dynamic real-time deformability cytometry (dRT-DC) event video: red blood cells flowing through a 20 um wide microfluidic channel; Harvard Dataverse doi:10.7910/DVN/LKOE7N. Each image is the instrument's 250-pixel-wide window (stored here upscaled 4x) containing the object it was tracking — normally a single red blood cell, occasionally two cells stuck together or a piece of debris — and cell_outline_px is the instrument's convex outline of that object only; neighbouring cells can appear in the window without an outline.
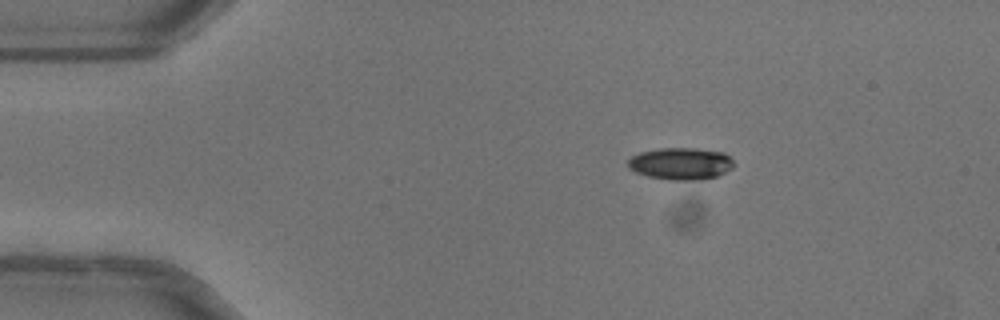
{"species": "common noctule bat (a hibernating species)", "species_latin": "Nyctalus noctula", "temperature_condition": "warm", "stored_images_in_passage": 36, "camera_frame_rate_fps": 3000, "um_per_image_px": 0.085, "animal": {"sex": "female"}, "frame": {"image": 1, "passage_image": 1, "time_ms": 0.0, "image_size_px": [1000, 320], "cell_outline_px": [[736, 164], [732, 168], [716, 176], [700, 180], [668, 180], [648, 176], [636, 172], [628, 168], [628, 160], [632, 156], [640, 152], [660, 148], [696, 148], [724, 152]], "centroid_in_image_um": [57.87, 13.9], "position_along_channel_um": 27.1, "area_um2": 19.83}}
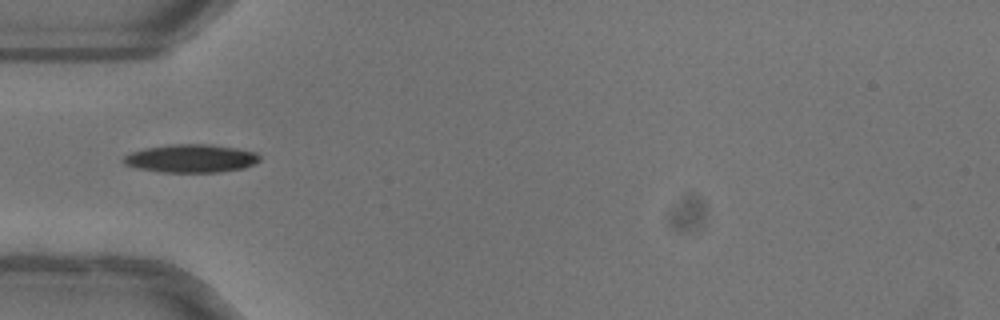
{"frame": {"image": 2, "passage_image": 9, "time_ms": 2.667, "image_size_px": [1000, 320], "cell_outline_px": [[260, 160], [244, 168], [220, 172], [160, 172], [136, 168], [124, 164], [120, 160], [124, 156], [132, 152], [144, 148], [172, 144], [208, 144], [236, 148], [256, 152], [260, 156]], "centroid_in_image_um": [16.2, 13.47], "position_along_channel_um": 68.8, "area_um2": 22.43}}
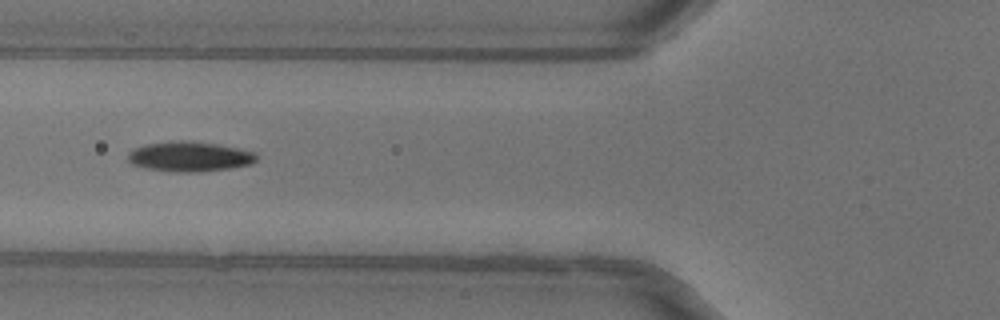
{"frame": {"image": 3, "passage_image": 12, "time_ms": 3.667, "image_size_px": [1000, 320], "cell_outline_px": [[256, 160], [252, 164], [228, 168], [196, 172], [180, 172], [148, 168], [132, 164], [128, 160], [128, 152], [132, 148], [144, 144], [172, 140], [184, 140], [216, 144], [256, 152]], "centroid_in_image_um": [16.07, 13.29], "position_along_channel_um": 109.7, "area_um2": 22.37}, "authors_computed_cell_mechanics": {"area_um2": 21.7617, "velocity_mm_per_s": 4.0394, "shape_relaxation_time_tau1_ms": 5.1585, "shape_relaxation_time_tau2_ms": 4.3211, "deformation_change_tau1": 0.159, "deformation_change_tau2": 0.0946}}